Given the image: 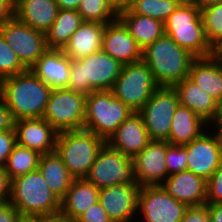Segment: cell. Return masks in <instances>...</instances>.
<instances>
[{"label": "cell", "instance_id": "6da1fadb", "mask_svg": "<svg viewBox=\"0 0 222 222\" xmlns=\"http://www.w3.org/2000/svg\"><path fill=\"white\" fill-rule=\"evenodd\" d=\"M51 91L30 69L0 81V98L15 120L43 118Z\"/></svg>", "mask_w": 222, "mask_h": 222}, {"label": "cell", "instance_id": "7a4b0ae2", "mask_svg": "<svg viewBox=\"0 0 222 222\" xmlns=\"http://www.w3.org/2000/svg\"><path fill=\"white\" fill-rule=\"evenodd\" d=\"M195 59L166 34L142 50V60L152 71L159 86L173 87L187 78Z\"/></svg>", "mask_w": 222, "mask_h": 222}, {"label": "cell", "instance_id": "3957f363", "mask_svg": "<svg viewBox=\"0 0 222 222\" xmlns=\"http://www.w3.org/2000/svg\"><path fill=\"white\" fill-rule=\"evenodd\" d=\"M123 65L102 49L79 60H71L67 89L88 96L112 90Z\"/></svg>", "mask_w": 222, "mask_h": 222}, {"label": "cell", "instance_id": "277c9868", "mask_svg": "<svg viewBox=\"0 0 222 222\" xmlns=\"http://www.w3.org/2000/svg\"><path fill=\"white\" fill-rule=\"evenodd\" d=\"M9 202L25 220L61 209V200L50 190L39 169L11 180Z\"/></svg>", "mask_w": 222, "mask_h": 222}, {"label": "cell", "instance_id": "5b68a950", "mask_svg": "<svg viewBox=\"0 0 222 222\" xmlns=\"http://www.w3.org/2000/svg\"><path fill=\"white\" fill-rule=\"evenodd\" d=\"M164 29L166 35L196 58L216 54L207 40L201 10L197 6L179 4L164 21Z\"/></svg>", "mask_w": 222, "mask_h": 222}, {"label": "cell", "instance_id": "8992f818", "mask_svg": "<svg viewBox=\"0 0 222 222\" xmlns=\"http://www.w3.org/2000/svg\"><path fill=\"white\" fill-rule=\"evenodd\" d=\"M106 141L82 130L62 131L56 140V153L75 179L85 178Z\"/></svg>", "mask_w": 222, "mask_h": 222}, {"label": "cell", "instance_id": "52a82bcc", "mask_svg": "<svg viewBox=\"0 0 222 222\" xmlns=\"http://www.w3.org/2000/svg\"><path fill=\"white\" fill-rule=\"evenodd\" d=\"M133 112L111 90L94 91L86 96L84 129L107 141Z\"/></svg>", "mask_w": 222, "mask_h": 222}, {"label": "cell", "instance_id": "ba28073f", "mask_svg": "<svg viewBox=\"0 0 222 222\" xmlns=\"http://www.w3.org/2000/svg\"><path fill=\"white\" fill-rule=\"evenodd\" d=\"M158 87L152 71L140 60L123 65L111 91L123 104L138 112Z\"/></svg>", "mask_w": 222, "mask_h": 222}, {"label": "cell", "instance_id": "9c48e42d", "mask_svg": "<svg viewBox=\"0 0 222 222\" xmlns=\"http://www.w3.org/2000/svg\"><path fill=\"white\" fill-rule=\"evenodd\" d=\"M84 179L99 189L118 184L138 185L133 159L111 148L107 143L98 152Z\"/></svg>", "mask_w": 222, "mask_h": 222}, {"label": "cell", "instance_id": "30bf717a", "mask_svg": "<svg viewBox=\"0 0 222 222\" xmlns=\"http://www.w3.org/2000/svg\"><path fill=\"white\" fill-rule=\"evenodd\" d=\"M86 115V96L67 88L52 89L43 118L58 132L82 130Z\"/></svg>", "mask_w": 222, "mask_h": 222}, {"label": "cell", "instance_id": "8fae6325", "mask_svg": "<svg viewBox=\"0 0 222 222\" xmlns=\"http://www.w3.org/2000/svg\"><path fill=\"white\" fill-rule=\"evenodd\" d=\"M179 104L174 87L159 86L138 111L151 140H169L171 121Z\"/></svg>", "mask_w": 222, "mask_h": 222}, {"label": "cell", "instance_id": "7c38bea8", "mask_svg": "<svg viewBox=\"0 0 222 222\" xmlns=\"http://www.w3.org/2000/svg\"><path fill=\"white\" fill-rule=\"evenodd\" d=\"M0 33L27 69L48 49L45 33L26 25L16 16L0 26Z\"/></svg>", "mask_w": 222, "mask_h": 222}, {"label": "cell", "instance_id": "4fadbf2b", "mask_svg": "<svg viewBox=\"0 0 222 222\" xmlns=\"http://www.w3.org/2000/svg\"><path fill=\"white\" fill-rule=\"evenodd\" d=\"M188 206L174 199L162 185L143 186L139 193V222H180ZM141 218V219H140Z\"/></svg>", "mask_w": 222, "mask_h": 222}, {"label": "cell", "instance_id": "5bb4252c", "mask_svg": "<svg viewBox=\"0 0 222 222\" xmlns=\"http://www.w3.org/2000/svg\"><path fill=\"white\" fill-rule=\"evenodd\" d=\"M183 146L187 153V170L205 180H208L222 164L220 139L216 131L210 127L199 137Z\"/></svg>", "mask_w": 222, "mask_h": 222}, {"label": "cell", "instance_id": "9a60e30c", "mask_svg": "<svg viewBox=\"0 0 222 222\" xmlns=\"http://www.w3.org/2000/svg\"><path fill=\"white\" fill-rule=\"evenodd\" d=\"M139 185L118 184L99 190V202L112 222L138 219Z\"/></svg>", "mask_w": 222, "mask_h": 222}, {"label": "cell", "instance_id": "2e32d148", "mask_svg": "<svg viewBox=\"0 0 222 222\" xmlns=\"http://www.w3.org/2000/svg\"><path fill=\"white\" fill-rule=\"evenodd\" d=\"M168 141L151 140L134 158L135 178L140 187L162 185L168 171L165 164Z\"/></svg>", "mask_w": 222, "mask_h": 222}, {"label": "cell", "instance_id": "e0dca14e", "mask_svg": "<svg viewBox=\"0 0 222 222\" xmlns=\"http://www.w3.org/2000/svg\"><path fill=\"white\" fill-rule=\"evenodd\" d=\"M16 143L40 155L55 152L58 131L44 118L15 121Z\"/></svg>", "mask_w": 222, "mask_h": 222}, {"label": "cell", "instance_id": "ac0fdd59", "mask_svg": "<svg viewBox=\"0 0 222 222\" xmlns=\"http://www.w3.org/2000/svg\"><path fill=\"white\" fill-rule=\"evenodd\" d=\"M102 50L122 65L142 60V49L119 19L105 25Z\"/></svg>", "mask_w": 222, "mask_h": 222}, {"label": "cell", "instance_id": "d6986e66", "mask_svg": "<svg viewBox=\"0 0 222 222\" xmlns=\"http://www.w3.org/2000/svg\"><path fill=\"white\" fill-rule=\"evenodd\" d=\"M150 141L142 116L138 112H133L106 143L111 148L133 159Z\"/></svg>", "mask_w": 222, "mask_h": 222}, {"label": "cell", "instance_id": "ffe728a7", "mask_svg": "<svg viewBox=\"0 0 222 222\" xmlns=\"http://www.w3.org/2000/svg\"><path fill=\"white\" fill-rule=\"evenodd\" d=\"M162 186L174 199L187 206L206 204L207 180L189 170L167 176Z\"/></svg>", "mask_w": 222, "mask_h": 222}, {"label": "cell", "instance_id": "44dd1931", "mask_svg": "<svg viewBox=\"0 0 222 222\" xmlns=\"http://www.w3.org/2000/svg\"><path fill=\"white\" fill-rule=\"evenodd\" d=\"M71 59L62 49L48 48L30 70L52 89L67 88Z\"/></svg>", "mask_w": 222, "mask_h": 222}, {"label": "cell", "instance_id": "7402d4cb", "mask_svg": "<svg viewBox=\"0 0 222 222\" xmlns=\"http://www.w3.org/2000/svg\"><path fill=\"white\" fill-rule=\"evenodd\" d=\"M188 78L216 102L222 98V58L217 53L196 58L191 64Z\"/></svg>", "mask_w": 222, "mask_h": 222}, {"label": "cell", "instance_id": "603a6c76", "mask_svg": "<svg viewBox=\"0 0 222 222\" xmlns=\"http://www.w3.org/2000/svg\"><path fill=\"white\" fill-rule=\"evenodd\" d=\"M105 25L100 22L83 21L62 48L71 60H79L102 49Z\"/></svg>", "mask_w": 222, "mask_h": 222}, {"label": "cell", "instance_id": "cb8c5ba5", "mask_svg": "<svg viewBox=\"0 0 222 222\" xmlns=\"http://www.w3.org/2000/svg\"><path fill=\"white\" fill-rule=\"evenodd\" d=\"M59 7L56 0H15L14 16L33 29L46 33Z\"/></svg>", "mask_w": 222, "mask_h": 222}, {"label": "cell", "instance_id": "d4e9b609", "mask_svg": "<svg viewBox=\"0 0 222 222\" xmlns=\"http://www.w3.org/2000/svg\"><path fill=\"white\" fill-rule=\"evenodd\" d=\"M209 127V123L202 117L186 106L179 104L171 121L168 142L171 145L181 146L189 144Z\"/></svg>", "mask_w": 222, "mask_h": 222}, {"label": "cell", "instance_id": "484cf974", "mask_svg": "<svg viewBox=\"0 0 222 222\" xmlns=\"http://www.w3.org/2000/svg\"><path fill=\"white\" fill-rule=\"evenodd\" d=\"M99 190L84 178L74 179L61 200L60 211L75 222L87 209L99 201Z\"/></svg>", "mask_w": 222, "mask_h": 222}, {"label": "cell", "instance_id": "4316f807", "mask_svg": "<svg viewBox=\"0 0 222 222\" xmlns=\"http://www.w3.org/2000/svg\"><path fill=\"white\" fill-rule=\"evenodd\" d=\"M179 103L210 123L217 111V102L188 77L175 84Z\"/></svg>", "mask_w": 222, "mask_h": 222}, {"label": "cell", "instance_id": "83f0119b", "mask_svg": "<svg viewBox=\"0 0 222 222\" xmlns=\"http://www.w3.org/2000/svg\"><path fill=\"white\" fill-rule=\"evenodd\" d=\"M38 169L41 172L50 190L62 200L75 179L55 152L42 154Z\"/></svg>", "mask_w": 222, "mask_h": 222}, {"label": "cell", "instance_id": "f1b7e54d", "mask_svg": "<svg viewBox=\"0 0 222 222\" xmlns=\"http://www.w3.org/2000/svg\"><path fill=\"white\" fill-rule=\"evenodd\" d=\"M138 46L144 50L165 34L164 22L143 15L118 14Z\"/></svg>", "mask_w": 222, "mask_h": 222}, {"label": "cell", "instance_id": "f546056e", "mask_svg": "<svg viewBox=\"0 0 222 222\" xmlns=\"http://www.w3.org/2000/svg\"><path fill=\"white\" fill-rule=\"evenodd\" d=\"M82 23L77 10L59 9L53 24L45 33L47 47L62 49Z\"/></svg>", "mask_w": 222, "mask_h": 222}, {"label": "cell", "instance_id": "4dcf8cb0", "mask_svg": "<svg viewBox=\"0 0 222 222\" xmlns=\"http://www.w3.org/2000/svg\"><path fill=\"white\" fill-rule=\"evenodd\" d=\"M40 154L16 144L4 166L10 180L38 169Z\"/></svg>", "mask_w": 222, "mask_h": 222}, {"label": "cell", "instance_id": "1f68e13d", "mask_svg": "<svg viewBox=\"0 0 222 222\" xmlns=\"http://www.w3.org/2000/svg\"><path fill=\"white\" fill-rule=\"evenodd\" d=\"M177 0H134L118 14L143 15L164 22L178 7Z\"/></svg>", "mask_w": 222, "mask_h": 222}, {"label": "cell", "instance_id": "d6a6232c", "mask_svg": "<svg viewBox=\"0 0 222 222\" xmlns=\"http://www.w3.org/2000/svg\"><path fill=\"white\" fill-rule=\"evenodd\" d=\"M207 40L217 53L222 48V1L201 9Z\"/></svg>", "mask_w": 222, "mask_h": 222}, {"label": "cell", "instance_id": "836d02e7", "mask_svg": "<svg viewBox=\"0 0 222 222\" xmlns=\"http://www.w3.org/2000/svg\"><path fill=\"white\" fill-rule=\"evenodd\" d=\"M77 11L83 21L108 24L118 19V13L108 0H82Z\"/></svg>", "mask_w": 222, "mask_h": 222}, {"label": "cell", "instance_id": "e575fe53", "mask_svg": "<svg viewBox=\"0 0 222 222\" xmlns=\"http://www.w3.org/2000/svg\"><path fill=\"white\" fill-rule=\"evenodd\" d=\"M27 70L0 33V81Z\"/></svg>", "mask_w": 222, "mask_h": 222}, {"label": "cell", "instance_id": "d590c367", "mask_svg": "<svg viewBox=\"0 0 222 222\" xmlns=\"http://www.w3.org/2000/svg\"><path fill=\"white\" fill-rule=\"evenodd\" d=\"M165 164L168 171V176L187 170V153L184 146L171 145L167 146L165 156Z\"/></svg>", "mask_w": 222, "mask_h": 222}, {"label": "cell", "instance_id": "8d00e7d4", "mask_svg": "<svg viewBox=\"0 0 222 222\" xmlns=\"http://www.w3.org/2000/svg\"><path fill=\"white\" fill-rule=\"evenodd\" d=\"M206 204H222V164L207 180Z\"/></svg>", "mask_w": 222, "mask_h": 222}, {"label": "cell", "instance_id": "74e56055", "mask_svg": "<svg viewBox=\"0 0 222 222\" xmlns=\"http://www.w3.org/2000/svg\"><path fill=\"white\" fill-rule=\"evenodd\" d=\"M14 130L0 131V167H4L9 154L16 145Z\"/></svg>", "mask_w": 222, "mask_h": 222}, {"label": "cell", "instance_id": "f35d334b", "mask_svg": "<svg viewBox=\"0 0 222 222\" xmlns=\"http://www.w3.org/2000/svg\"><path fill=\"white\" fill-rule=\"evenodd\" d=\"M75 222H112L98 201L87 209Z\"/></svg>", "mask_w": 222, "mask_h": 222}, {"label": "cell", "instance_id": "ab89813d", "mask_svg": "<svg viewBox=\"0 0 222 222\" xmlns=\"http://www.w3.org/2000/svg\"><path fill=\"white\" fill-rule=\"evenodd\" d=\"M180 222H210L208 204L188 206Z\"/></svg>", "mask_w": 222, "mask_h": 222}, {"label": "cell", "instance_id": "60d3db41", "mask_svg": "<svg viewBox=\"0 0 222 222\" xmlns=\"http://www.w3.org/2000/svg\"><path fill=\"white\" fill-rule=\"evenodd\" d=\"M24 220L18 210L9 201L0 207V222H23Z\"/></svg>", "mask_w": 222, "mask_h": 222}, {"label": "cell", "instance_id": "b9f144b4", "mask_svg": "<svg viewBox=\"0 0 222 222\" xmlns=\"http://www.w3.org/2000/svg\"><path fill=\"white\" fill-rule=\"evenodd\" d=\"M15 121L12 112L0 98V131L14 130Z\"/></svg>", "mask_w": 222, "mask_h": 222}, {"label": "cell", "instance_id": "7bdbcfd3", "mask_svg": "<svg viewBox=\"0 0 222 222\" xmlns=\"http://www.w3.org/2000/svg\"><path fill=\"white\" fill-rule=\"evenodd\" d=\"M11 196V180L4 167H0V198L8 202Z\"/></svg>", "mask_w": 222, "mask_h": 222}, {"label": "cell", "instance_id": "ee69618b", "mask_svg": "<svg viewBox=\"0 0 222 222\" xmlns=\"http://www.w3.org/2000/svg\"><path fill=\"white\" fill-rule=\"evenodd\" d=\"M27 221L28 222H72L61 211L53 214L34 216L32 218L27 219Z\"/></svg>", "mask_w": 222, "mask_h": 222}, {"label": "cell", "instance_id": "f6af8a7d", "mask_svg": "<svg viewBox=\"0 0 222 222\" xmlns=\"http://www.w3.org/2000/svg\"><path fill=\"white\" fill-rule=\"evenodd\" d=\"M15 0H0V26L14 16Z\"/></svg>", "mask_w": 222, "mask_h": 222}, {"label": "cell", "instance_id": "bcb514c9", "mask_svg": "<svg viewBox=\"0 0 222 222\" xmlns=\"http://www.w3.org/2000/svg\"><path fill=\"white\" fill-rule=\"evenodd\" d=\"M210 222H222V204H208Z\"/></svg>", "mask_w": 222, "mask_h": 222}, {"label": "cell", "instance_id": "7dc6e473", "mask_svg": "<svg viewBox=\"0 0 222 222\" xmlns=\"http://www.w3.org/2000/svg\"><path fill=\"white\" fill-rule=\"evenodd\" d=\"M134 0H108L114 10L119 13L126 10Z\"/></svg>", "mask_w": 222, "mask_h": 222}, {"label": "cell", "instance_id": "c3c4849f", "mask_svg": "<svg viewBox=\"0 0 222 222\" xmlns=\"http://www.w3.org/2000/svg\"><path fill=\"white\" fill-rule=\"evenodd\" d=\"M82 0H56L59 9L77 10Z\"/></svg>", "mask_w": 222, "mask_h": 222}, {"label": "cell", "instance_id": "681fc988", "mask_svg": "<svg viewBox=\"0 0 222 222\" xmlns=\"http://www.w3.org/2000/svg\"><path fill=\"white\" fill-rule=\"evenodd\" d=\"M210 126L222 125V98L217 102V111L214 119L209 123Z\"/></svg>", "mask_w": 222, "mask_h": 222}, {"label": "cell", "instance_id": "f907efd6", "mask_svg": "<svg viewBox=\"0 0 222 222\" xmlns=\"http://www.w3.org/2000/svg\"><path fill=\"white\" fill-rule=\"evenodd\" d=\"M222 0H198V8L201 10V9H204L210 5H214L216 3H219L221 2Z\"/></svg>", "mask_w": 222, "mask_h": 222}, {"label": "cell", "instance_id": "816d5d0a", "mask_svg": "<svg viewBox=\"0 0 222 222\" xmlns=\"http://www.w3.org/2000/svg\"><path fill=\"white\" fill-rule=\"evenodd\" d=\"M180 5H192L198 7V0H177Z\"/></svg>", "mask_w": 222, "mask_h": 222}, {"label": "cell", "instance_id": "f5cc1de1", "mask_svg": "<svg viewBox=\"0 0 222 222\" xmlns=\"http://www.w3.org/2000/svg\"><path fill=\"white\" fill-rule=\"evenodd\" d=\"M210 128L214 129L219 136L220 143L222 146V125L221 126H211Z\"/></svg>", "mask_w": 222, "mask_h": 222}, {"label": "cell", "instance_id": "db71d44e", "mask_svg": "<svg viewBox=\"0 0 222 222\" xmlns=\"http://www.w3.org/2000/svg\"><path fill=\"white\" fill-rule=\"evenodd\" d=\"M217 54L222 58V48L217 52Z\"/></svg>", "mask_w": 222, "mask_h": 222}, {"label": "cell", "instance_id": "11a10c76", "mask_svg": "<svg viewBox=\"0 0 222 222\" xmlns=\"http://www.w3.org/2000/svg\"><path fill=\"white\" fill-rule=\"evenodd\" d=\"M5 202L0 198V207L4 204Z\"/></svg>", "mask_w": 222, "mask_h": 222}]
</instances>
